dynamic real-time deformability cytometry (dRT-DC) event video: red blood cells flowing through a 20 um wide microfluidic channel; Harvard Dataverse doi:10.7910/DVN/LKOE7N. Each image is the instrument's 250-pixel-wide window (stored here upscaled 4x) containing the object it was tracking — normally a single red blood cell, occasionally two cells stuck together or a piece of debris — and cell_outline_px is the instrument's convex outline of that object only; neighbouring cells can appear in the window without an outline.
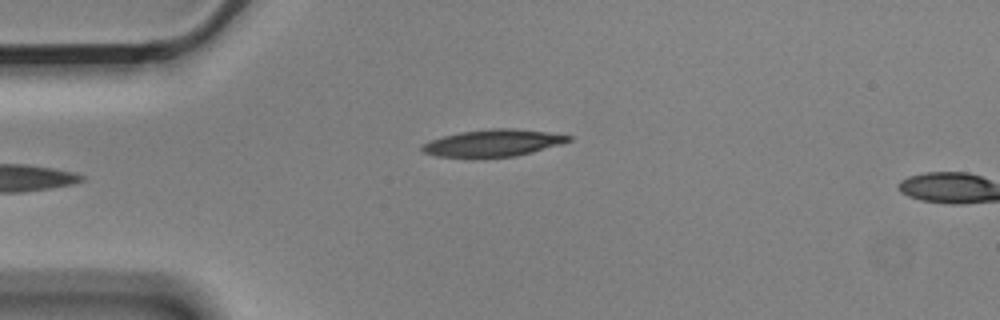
{"species": "Egyptian fruit bat (a non-hibernating species)", "species_latin": "Rousettus aegyptiacus", "temperature_condition": "cold", "stored_images_in_passage": 4, "camera_frame_rate_fps": 3000, "um_per_image_px": 0.085, "animal": {"sex": "male"}, "frame": {"image": 1, "passage_image": 4, "time_ms": 1.0, "image_size_px": [1000, 320], "cell_outline_px": [[572, 140], [560, 144], [532, 152], [516, 156], [472, 160], [436, 156], [424, 152], [420, 148], [424, 144], [432, 140], [444, 136], [460, 132], [492, 128], [512, 128], [544, 132], [572, 136]], "centroid_in_image_um": [41.85, 12.2], "position_along_channel_um": 43.1, "area_um2": 23.47}}